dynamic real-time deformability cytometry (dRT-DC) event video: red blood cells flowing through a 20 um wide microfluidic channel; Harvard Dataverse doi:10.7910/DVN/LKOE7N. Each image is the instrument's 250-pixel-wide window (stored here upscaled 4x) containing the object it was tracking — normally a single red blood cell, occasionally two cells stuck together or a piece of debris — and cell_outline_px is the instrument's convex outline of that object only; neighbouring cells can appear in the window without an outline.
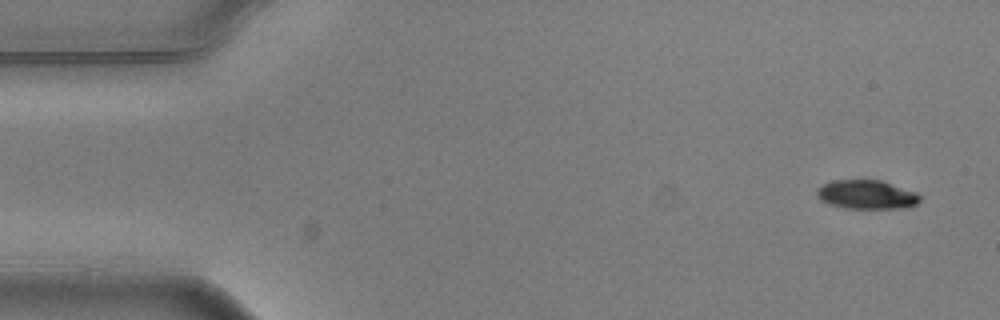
{"species": "common noctule bat (a hibernating species)", "species_latin": "Nyctalus noctula", "temperature_condition": "warm", "stored_images_in_passage": 4, "camera_frame_rate_fps": 3000, "um_per_image_px": 0.085, "animal": {"sex": "male", "body_mass_g": 20.5, "forearm_length_mm": 52.5}, "frame": {"image": 1, "passage_image": 1, "time_ms": 0.0, "image_size_px": [1000, 320], "cell_outline_px": [[920, 200], [916, 204], [908, 208], [844, 208], [828, 204], [820, 200], [816, 196], [816, 188], [832, 180], [884, 180], [916, 192], [920, 196]], "centroid_in_image_um": [73.65, 16.53], "position_along_channel_um": 11.3, "area_um2": 17.63}}
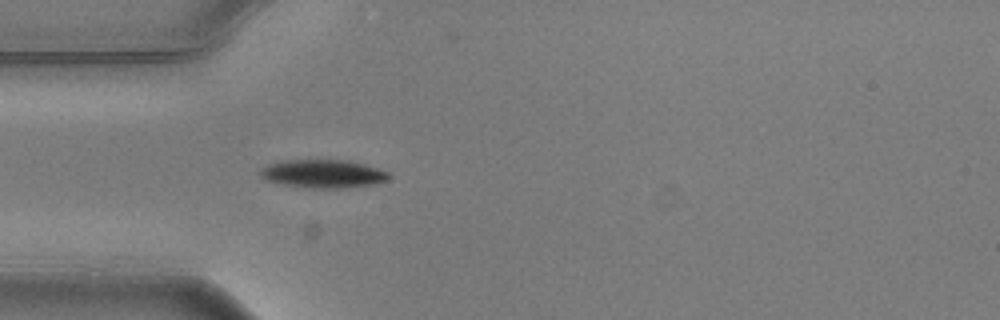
{"frame": {"image": 2, "passage_image": 4, "time_ms": 1.0, "image_size_px": [1000, 320], "cell_outline_px": [[388, 180], [376, 184], [340, 188], [312, 188], [284, 184], [264, 180], [260, 176], [260, 168], [268, 164], [284, 160], [348, 160], [364, 164], [388, 172]], "centroid_in_image_um": [27.43, 14.76], "position_along_channel_um": 57.6, "area_um2": 21.1}}